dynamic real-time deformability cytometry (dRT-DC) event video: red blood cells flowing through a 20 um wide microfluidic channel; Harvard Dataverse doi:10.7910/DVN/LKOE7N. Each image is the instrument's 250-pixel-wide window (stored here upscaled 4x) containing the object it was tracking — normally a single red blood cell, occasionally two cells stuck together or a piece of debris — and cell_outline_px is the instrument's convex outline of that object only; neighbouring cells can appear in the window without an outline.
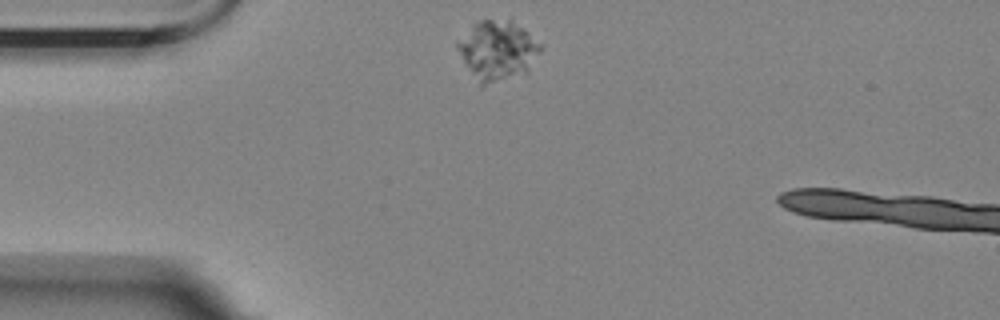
{"species": "Egyptian fruit bat (a non-hibernating species)", "species_latin": "Rousettus aegyptiacus", "temperature_condition": "room temperature", "stored_images_in_passage": 40, "camera_frame_rate_fps": 3000, "um_per_image_px": 0.085, "animal": {"sex": "female"}, "frame": {"image": 1, "passage_image": 1, "time_ms": 0.0, "image_size_px": [1000, 320], "cell_outline_px": [[544, 48], [528, 72], [480, 88], [464, 64], [456, 48], [456, 44], [472, 24], [480, 20], [512, 16]], "centroid_in_image_um": [42.3, 4.27], "position_along_channel_um": 42.7, "area_um2": 29.94}}
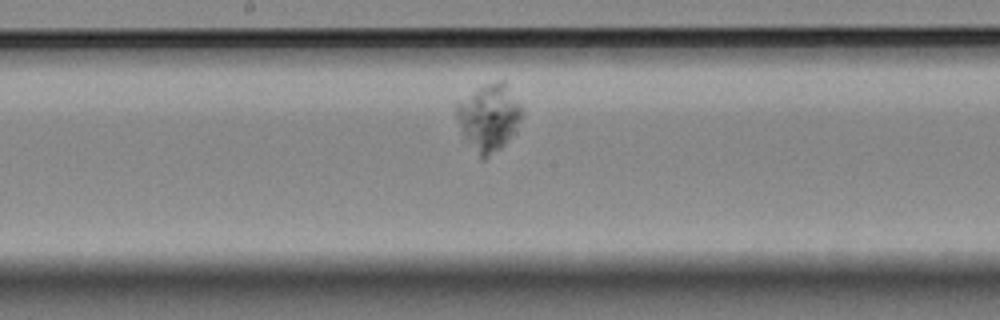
{"frame": {"image": 2, "passage_image": 18, "time_ms": 5.667, "image_size_px": [1000, 320], "cell_outline_px": [[524, 112], [512, 132], [504, 144], [500, 148], [484, 160], [480, 160], [464, 136], [456, 116], [452, 104], [452, 100], [488, 84], [500, 80], [504, 80]], "centroid_in_image_um": [41.46, 9.95], "position_along_channel_um": 206.7, "area_um2": 25.55}}
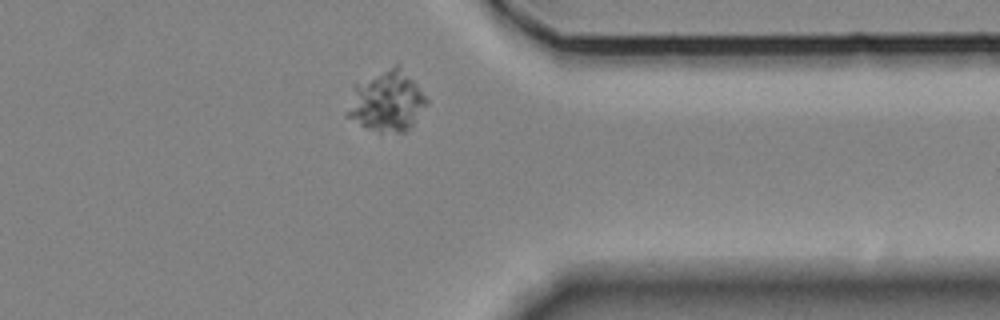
{"frame": {"image": 3, "passage_image": 34, "time_ms": 11.0, "image_size_px": [1000, 320], "cell_outline_px": [[428, 104], [412, 124], [404, 132], [380, 132], [368, 128], [344, 116], [344, 112], [352, 84], [396, 64], [416, 84], [428, 100]], "centroid_in_image_um": [32.79, 8.61], "position_along_channel_um": 378.6, "area_um2": 28.03}}